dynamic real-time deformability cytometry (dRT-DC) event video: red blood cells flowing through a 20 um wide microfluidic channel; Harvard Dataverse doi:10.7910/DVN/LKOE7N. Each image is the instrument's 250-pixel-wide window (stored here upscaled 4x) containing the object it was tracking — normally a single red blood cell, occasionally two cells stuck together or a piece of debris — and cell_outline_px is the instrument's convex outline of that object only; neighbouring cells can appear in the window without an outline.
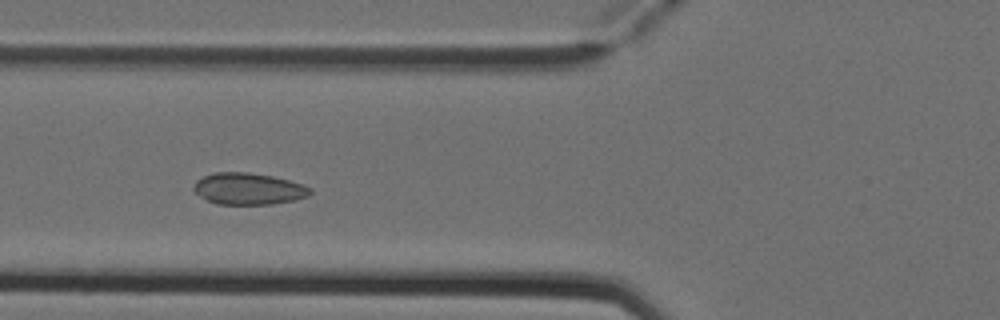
{"species": "Egyptian fruit bat (a non-hibernating species)", "species_latin": "Rousettus aegyptiacus", "temperature_condition": "cold", "stored_images_in_passage": 6, "camera_frame_rate_fps": 3000, "um_per_image_px": 0.085, "animal": {"sex": "female"}, "frame": {"image": 1, "passage_image": 4, "time_ms": 1.0, "image_size_px": [1000, 320], "cell_outline_px": [[312, 192], [308, 196], [296, 200], [272, 204], [216, 204], [200, 196], [192, 188], [196, 180], [204, 176], [216, 172], [248, 172], [272, 176], [288, 180], [312, 188]], "centroid_in_image_um": [21.12, 16.05], "position_along_channel_um": 104.7, "area_um2": 21.44}}
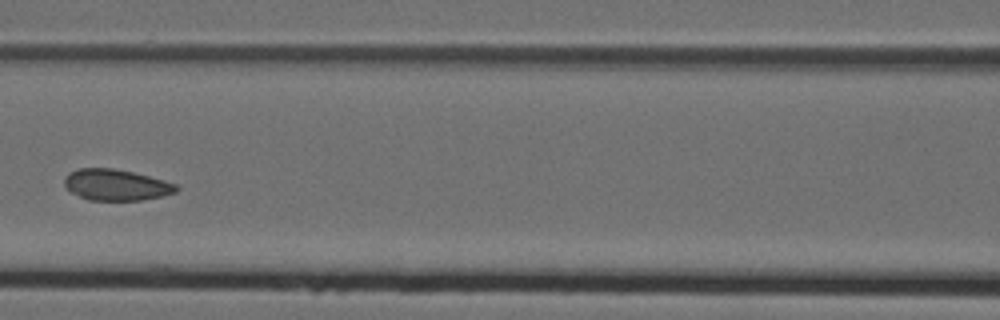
{"frame": {"image": 2, "passage_image": 5, "time_ms": 1.333, "image_size_px": [1000, 320], "cell_outline_px": [[180, 188], [176, 192], [160, 196], [140, 200], [88, 200], [72, 192], [64, 184], [64, 180], [68, 172], [76, 168], [112, 168], [132, 172], [164, 180], [176, 184]], "centroid_in_image_um": [9.86, 15.7], "position_along_channel_um": 156.7, "area_um2": 20.17}}
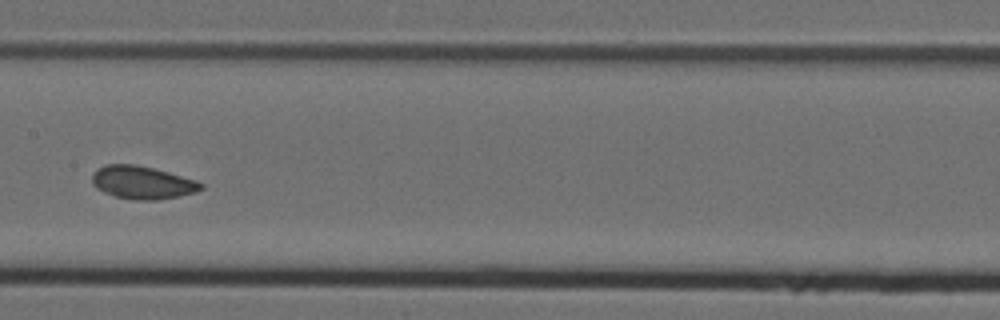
{"frame": {"image": 3, "passage_image": 6, "time_ms": 1.667, "image_size_px": [1000, 320], "cell_outline_px": [[204, 188], [196, 192], [156, 200], [132, 200], [116, 196], [104, 192], [96, 188], [92, 184], [92, 172], [96, 168], [104, 164], [136, 164], [168, 172], [196, 180], [204, 184]], "centroid_in_image_um": [12.06, 15.5], "position_along_channel_um": 195.3, "area_um2": 20.98}}